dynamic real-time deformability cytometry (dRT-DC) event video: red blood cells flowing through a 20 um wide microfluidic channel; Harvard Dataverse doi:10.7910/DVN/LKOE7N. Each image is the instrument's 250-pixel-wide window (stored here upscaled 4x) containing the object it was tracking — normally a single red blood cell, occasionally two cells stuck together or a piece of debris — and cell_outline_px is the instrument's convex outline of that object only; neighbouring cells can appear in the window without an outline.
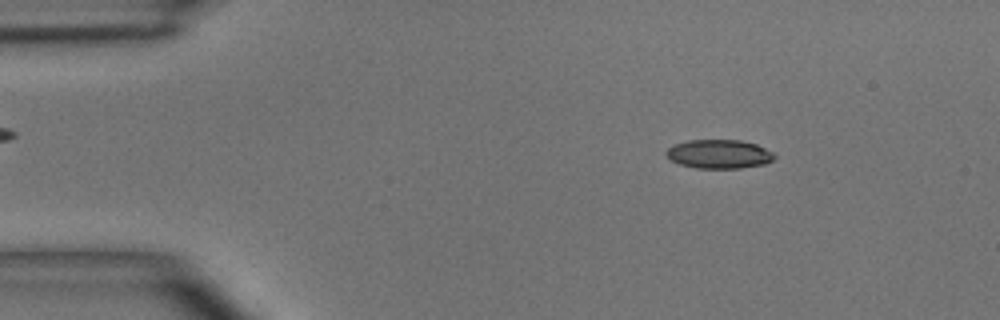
{"species": "common noctule bat (a hibernating species)", "species_latin": "Nyctalus noctula", "temperature_condition": "room temperature", "stored_images_in_passage": 5, "segment_of_instrument_passage": [1, 2], "camera_frame_rate_fps": 3000, "um_per_image_px": 0.085, "animal": {"sex": "male", "body_mass_g": 15.6}, "frame": {"image": 1, "passage_image": 2, "time_ms": 1.0, "image_size_px": [1000, 320], "cell_outline_px": [[776, 156], [772, 160], [764, 164], [740, 168], [696, 168], [680, 164], [672, 160], [664, 152], [672, 144], [688, 140], [740, 140], [756, 144], [772, 152]], "centroid_in_image_um": [61.1, 13.09], "position_along_channel_um": 23.9, "area_um2": 18.15}}
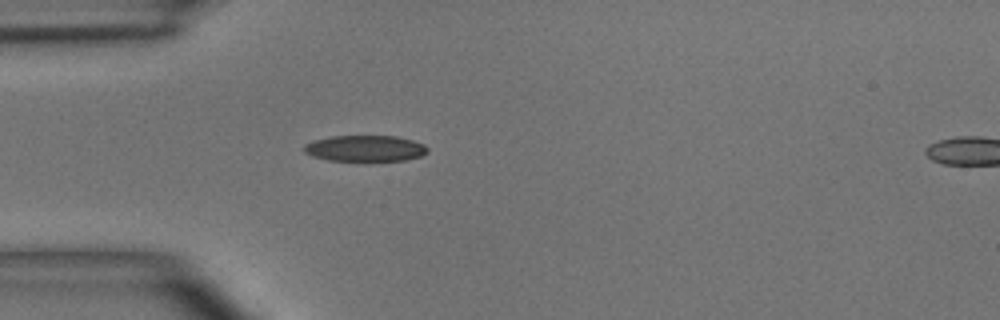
{"frame": {"image": 2, "passage_image": 4, "time_ms": 3.333, "image_size_px": [1000, 320], "cell_outline_px": [[428, 152], [420, 156], [404, 160], [364, 164], [328, 160], [312, 156], [304, 152], [304, 144], [312, 140], [332, 136], [396, 136], [412, 140], [424, 144], [428, 148]], "centroid_in_image_um": [31.02, 12.66], "position_along_channel_um": 54.0, "area_um2": 19.77}}